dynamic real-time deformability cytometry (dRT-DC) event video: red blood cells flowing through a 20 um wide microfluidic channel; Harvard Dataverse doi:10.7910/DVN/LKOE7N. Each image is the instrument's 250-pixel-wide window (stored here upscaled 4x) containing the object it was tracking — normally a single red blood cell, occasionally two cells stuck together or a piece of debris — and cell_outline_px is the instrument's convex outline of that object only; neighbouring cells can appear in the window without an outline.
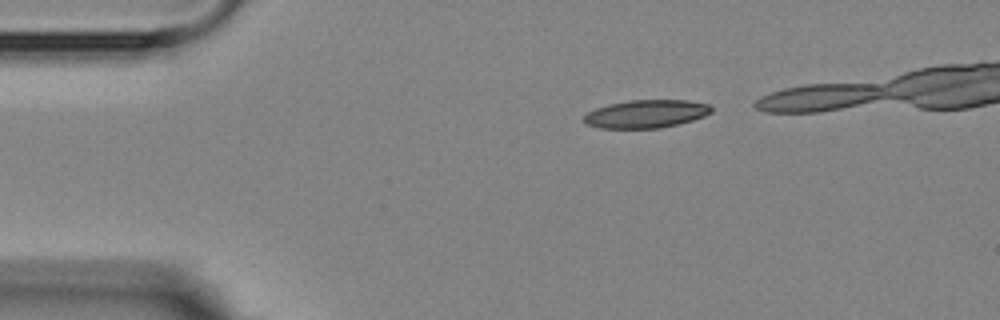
{"species": "Egyptian fruit bat (a non-hibernating species)", "species_latin": "Rousettus aegyptiacus", "temperature_condition": "room temperature", "stored_images_in_passage": 5, "camera_frame_rate_fps": 3000, "um_per_image_px": 0.085, "animal": {"sex": "female"}, "frame": {"image": 1, "passage_image": 1, "time_ms": 0.0, "image_size_px": [1000, 320], "cell_outline_px": [[712, 112], [704, 116], [692, 120], [660, 128], [600, 128], [584, 124], [584, 116], [588, 112], [596, 108], [608, 104], [628, 100], [688, 100], [708, 104], [712, 108]], "centroid_in_image_um": [54.9, 9.67], "position_along_channel_um": 30.1, "area_um2": 20.81}}
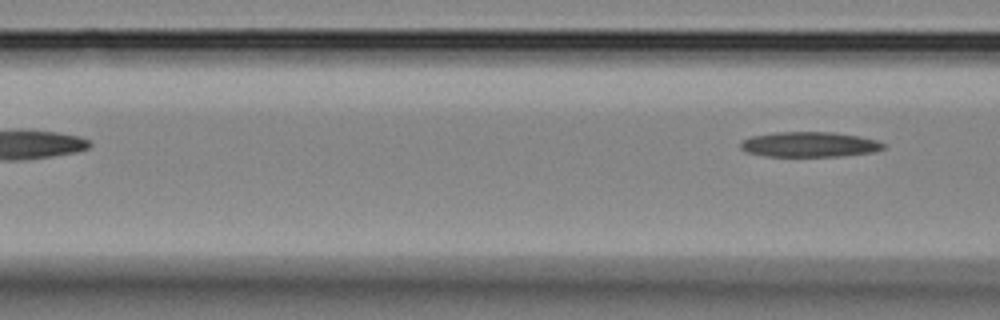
{"frame": {"image": 2, "passage_image": 5, "time_ms": 5.0, "image_size_px": [1000, 320], "cell_outline_px": [[884, 148], [872, 152], [840, 156], [764, 156], [748, 152], [740, 148], [740, 144], [744, 140], [752, 136], [772, 132], [832, 132], [860, 136], [876, 140], [884, 144]], "centroid_in_image_um": [68.79, 12.27], "position_along_channel_um": 97.8, "area_um2": 20.81}}